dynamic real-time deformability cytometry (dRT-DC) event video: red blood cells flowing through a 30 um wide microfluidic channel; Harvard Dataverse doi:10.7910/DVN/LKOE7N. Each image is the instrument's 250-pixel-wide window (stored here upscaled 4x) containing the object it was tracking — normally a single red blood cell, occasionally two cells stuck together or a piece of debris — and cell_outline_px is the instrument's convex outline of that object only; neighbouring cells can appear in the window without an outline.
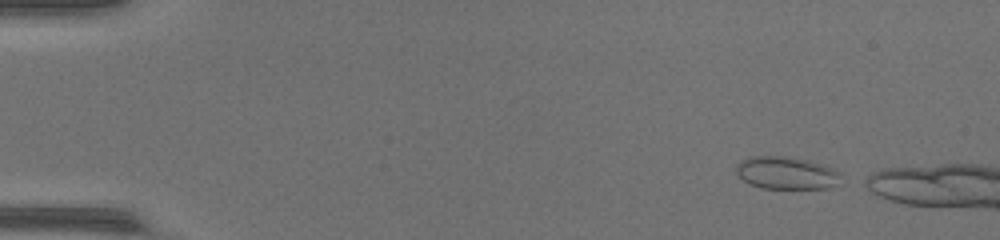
{"species": "common noctule bat (a hibernating species)", "species_latin": "Nyctalus noctula", "temperature_condition": "warm", "stored_images_in_passage": 42, "camera_frame_rate_fps": 3000, "um_per_image_px": 0.085, "animal": {"sex": "female", "body_mass_g": 17.0, "forearm_length_mm": 48.0}, "frame": {"image": 1, "passage_image": 2, "time_ms": 0.333, "image_size_px": [1000, 240], "cell_outline_px": [[836, 184], [828, 188], [760, 188], [744, 180], [736, 172], [736, 164], [740, 160], [752, 156], [784, 156], [808, 160], [832, 168], [836, 172]], "centroid_in_image_um": [66.74, 14.69], "position_along_channel_um": 18.3, "area_um2": 19.36}}
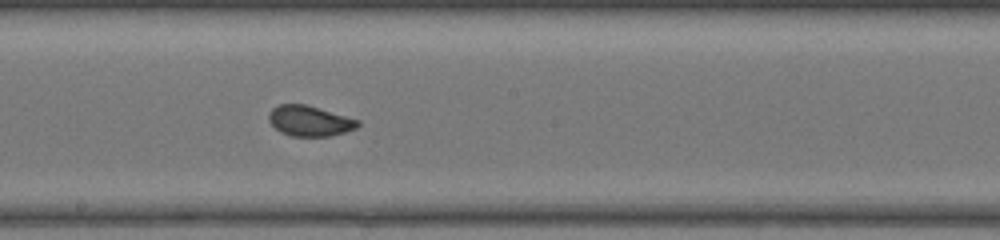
{"frame": {"image": 2, "passage_image": 26, "time_ms": 8.333, "image_size_px": [1000, 240], "cell_outline_px": [[360, 124], [356, 128], [332, 136], [292, 136], [280, 132], [268, 120], [268, 116], [272, 108], [280, 104], [304, 104], [360, 120]], "centroid_in_image_um": [26.32, 10.28], "position_along_channel_um": 221.9, "area_um2": 15.66}}
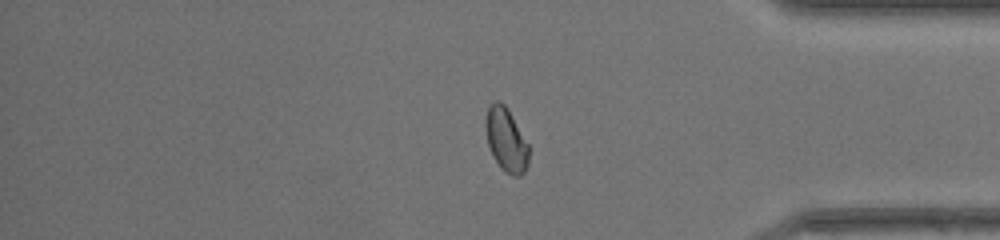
{"frame": {"image": 3, "passage_image": 40, "time_ms": 13.0, "image_size_px": [1000, 240], "cell_outline_px": [[528, 164], [524, 172], [520, 176], [512, 176], [500, 168], [492, 156], [488, 144], [484, 124], [488, 108], [496, 100], [500, 100], [508, 108], [528, 144]], "centroid_in_image_um": [43.01, 11.89], "position_along_channel_um": 392.2, "area_um2": 16.07}}